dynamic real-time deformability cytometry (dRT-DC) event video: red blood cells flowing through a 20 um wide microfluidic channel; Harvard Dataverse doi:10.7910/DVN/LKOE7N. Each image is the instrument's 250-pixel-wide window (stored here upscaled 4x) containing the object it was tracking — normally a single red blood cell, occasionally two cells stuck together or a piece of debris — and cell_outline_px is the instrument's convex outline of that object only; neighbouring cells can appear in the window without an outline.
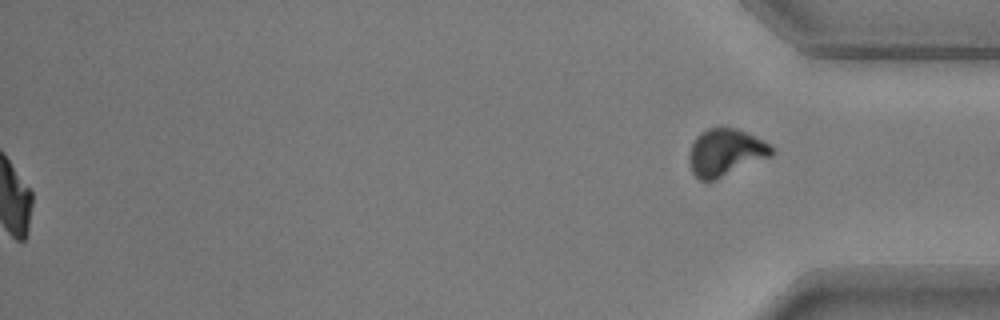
{"species": "common noctule bat (a hibernating species)", "species_latin": "Nyctalus noctula", "temperature_condition": "warm", "stored_images_in_passage": 57, "segment_of_instrument_passage": [2, 2], "camera_frame_rate_fps": 3000, "um_per_image_px": 0.085, "animal": {"sex": "male", "body_mass_g": 17.9, "forearm_length_mm": 54.2}, "frame": {"image": 1, "passage_image": 57, "time_ms": 18.667, "image_size_px": [1000, 320], "cell_outline_px": [[776, 152], [772, 156], [708, 184], [700, 180], [692, 172], [688, 160], [688, 156], [692, 144], [696, 136], [700, 132], [708, 128], [736, 128], [764, 140]], "centroid_in_image_um": [61.66, 13.0], "position_along_channel_um": 373.5, "area_um2": 23.12}}